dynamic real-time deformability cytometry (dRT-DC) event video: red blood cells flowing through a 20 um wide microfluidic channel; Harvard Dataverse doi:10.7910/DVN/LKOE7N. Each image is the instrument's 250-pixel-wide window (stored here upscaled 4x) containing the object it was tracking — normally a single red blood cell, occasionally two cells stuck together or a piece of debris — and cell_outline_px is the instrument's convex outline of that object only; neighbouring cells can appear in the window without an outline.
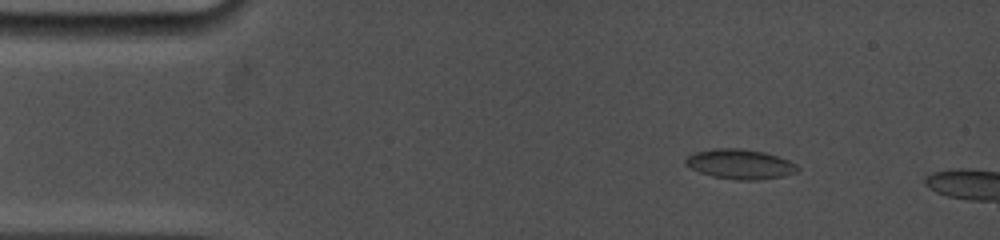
{"species": "common noctule bat (a hibernating species)", "species_latin": "Nyctalus noctula", "temperature_condition": "cold", "stored_images_in_passage": 94, "camera_frame_rate_fps": 5000, "um_per_image_px": 0.085, "animal": {"sex": "female", "body_mass_g": 19.0, "forearm_length_mm": 53.3}, "frame": {"image": 1, "passage_image": 8, "time_ms": 1.8, "image_size_px": [1000, 240], "cell_outline_px": [[800, 168], [796, 172], [784, 176], [756, 180], [736, 180], [712, 176], [700, 172], [684, 164], [684, 160], [688, 156], [696, 152], [716, 148], [740, 148], [764, 152], [788, 160], [796, 164]], "centroid_in_image_um": [62.91, 13.95], "position_along_channel_um": 22.1, "area_um2": 19.36}}
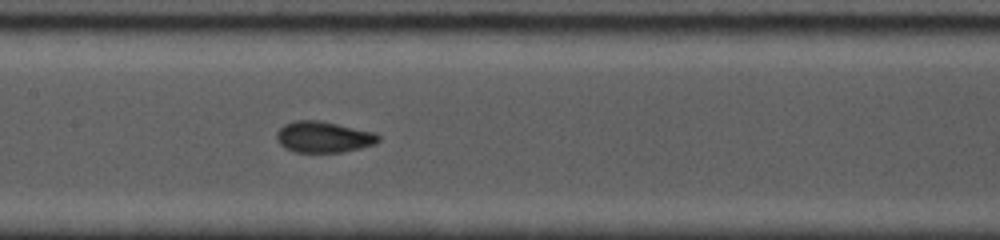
{"frame": {"image": 2, "passage_image": 45, "time_ms": 7.8, "image_size_px": [1000, 240], "cell_outline_px": [[380, 140], [372, 144], [360, 148], [344, 152], [296, 152], [284, 148], [276, 140], [276, 132], [284, 124], [296, 120], [320, 120], [376, 132], [380, 136]], "centroid_in_image_um": [27.48, 11.63], "position_along_channel_um": 179.9, "area_um2": 18.61}}
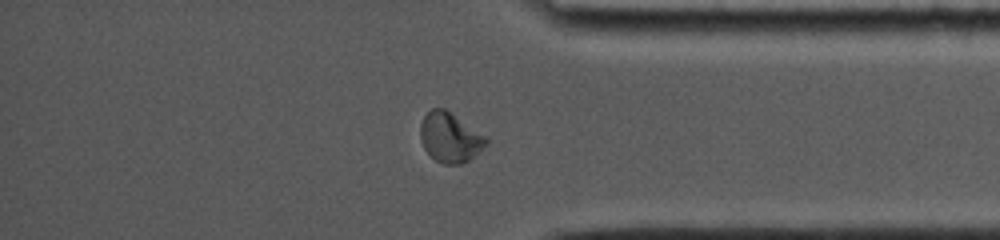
{"frame": {"image": 3, "passage_image": 79, "time_ms": 13.6, "image_size_px": [1000, 240], "cell_outline_px": [[488, 144], [468, 160], [460, 164], [444, 164], [436, 160], [424, 148], [420, 140], [420, 124], [424, 116], [432, 108], [444, 108], [484, 136], [488, 140]], "centroid_in_image_um": [38.21, 11.69], "position_along_channel_um": 397.0, "area_um2": 18.61}}